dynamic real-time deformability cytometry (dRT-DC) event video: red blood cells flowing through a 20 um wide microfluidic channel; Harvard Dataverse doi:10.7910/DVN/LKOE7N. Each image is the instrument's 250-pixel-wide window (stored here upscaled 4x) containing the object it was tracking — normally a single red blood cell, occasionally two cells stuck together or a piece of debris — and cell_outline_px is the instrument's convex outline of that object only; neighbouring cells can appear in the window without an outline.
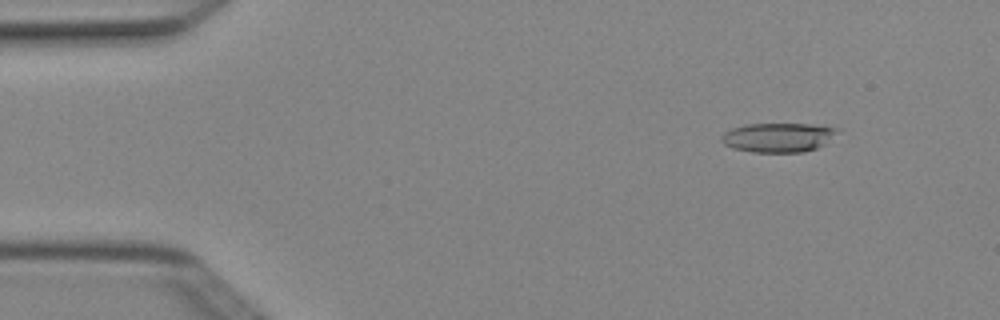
{"species": "Egyptian fruit bat (a non-hibernating species)", "species_latin": "Rousettus aegyptiacus", "temperature_condition": "cold", "stored_images_in_passage": 5, "camera_frame_rate_fps": 3000, "um_per_image_px": 0.085, "animal": {"sex": "female"}, "frame": {"image": 1, "passage_image": 5, "time_ms": 1.333, "image_size_px": [1000, 320], "cell_outline_px": [[840, 132], [824, 144], [816, 148], [804, 152], [752, 152], [732, 148], [724, 144], [720, 140], [720, 136], [724, 132], [732, 128], [744, 124], [808, 124], [836, 128]], "centroid_in_image_um": [66.11, 11.68], "position_along_channel_um": 18.9, "area_um2": 19.83}}